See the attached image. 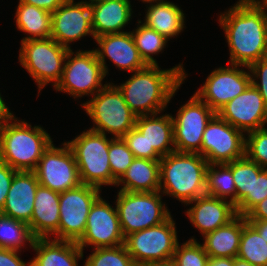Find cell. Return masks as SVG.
<instances>
[{"label":"cell","instance_id":"6da1fadb","mask_svg":"<svg viewBox=\"0 0 267 266\" xmlns=\"http://www.w3.org/2000/svg\"><path fill=\"white\" fill-rule=\"evenodd\" d=\"M267 10L259 0H239L219 16L225 31L229 63L249 67L267 57Z\"/></svg>","mask_w":267,"mask_h":266},{"label":"cell","instance_id":"7a4b0ae2","mask_svg":"<svg viewBox=\"0 0 267 266\" xmlns=\"http://www.w3.org/2000/svg\"><path fill=\"white\" fill-rule=\"evenodd\" d=\"M184 71L182 64L166 70L147 65L134 71L130 79L117 87L137 117L160 114L187 77Z\"/></svg>","mask_w":267,"mask_h":266},{"label":"cell","instance_id":"3957f363","mask_svg":"<svg viewBox=\"0 0 267 266\" xmlns=\"http://www.w3.org/2000/svg\"><path fill=\"white\" fill-rule=\"evenodd\" d=\"M52 142L41 126L32 127L13 114L0 122V159L17 171H34Z\"/></svg>","mask_w":267,"mask_h":266},{"label":"cell","instance_id":"277c9868","mask_svg":"<svg viewBox=\"0 0 267 266\" xmlns=\"http://www.w3.org/2000/svg\"><path fill=\"white\" fill-rule=\"evenodd\" d=\"M208 165L198 153L173 151L163 156L160 159L159 191L184 204L205 195Z\"/></svg>","mask_w":267,"mask_h":266},{"label":"cell","instance_id":"5b68a950","mask_svg":"<svg viewBox=\"0 0 267 266\" xmlns=\"http://www.w3.org/2000/svg\"><path fill=\"white\" fill-rule=\"evenodd\" d=\"M87 115L93 120L90 130L112 134L114 138H122L135 127L137 116L126 104L121 91L113 83L99 90L93 98L82 104Z\"/></svg>","mask_w":267,"mask_h":266},{"label":"cell","instance_id":"8992f818","mask_svg":"<svg viewBox=\"0 0 267 266\" xmlns=\"http://www.w3.org/2000/svg\"><path fill=\"white\" fill-rule=\"evenodd\" d=\"M107 135L87 130L66 142L71 148L79 169L82 184L101 189L102 185H112Z\"/></svg>","mask_w":267,"mask_h":266},{"label":"cell","instance_id":"52a82bcc","mask_svg":"<svg viewBox=\"0 0 267 266\" xmlns=\"http://www.w3.org/2000/svg\"><path fill=\"white\" fill-rule=\"evenodd\" d=\"M160 193L118 191L115 207L124 237L157 226L171 216Z\"/></svg>","mask_w":267,"mask_h":266},{"label":"cell","instance_id":"ba28073f","mask_svg":"<svg viewBox=\"0 0 267 266\" xmlns=\"http://www.w3.org/2000/svg\"><path fill=\"white\" fill-rule=\"evenodd\" d=\"M68 51L51 37L21 41L19 62L37 83L38 93L48 83L55 88L60 82Z\"/></svg>","mask_w":267,"mask_h":266},{"label":"cell","instance_id":"9c48e42d","mask_svg":"<svg viewBox=\"0 0 267 266\" xmlns=\"http://www.w3.org/2000/svg\"><path fill=\"white\" fill-rule=\"evenodd\" d=\"M175 224L170 216L157 226L133 232L125 237L124 245L136 266L173 259L179 243Z\"/></svg>","mask_w":267,"mask_h":266},{"label":"cell","instance_id":"30bf717a","mask_svg":"<svg viewBox=\"0 0 267 266\" xmlns=\"http://www.w3.org/2000/svg\"><path fill=\"white\" fill-rule=\"evenodd\" d=\"M69 49L63 67L60 82L56 91L68 93L74 98L84 95H95L106 84L102 85L105 73L93 50H79L75 54ZM74 54V56H72Z\"/></svg>","mask_w":267,"mask_h":266},{"label":"cell","instance_id":"8fae6325","mask_svg":"<svg viewBox=\"0 0 267 266\" xmlns=\"http://www.w3.org/2000/svg\"><path fill=\"white\" fill-rule=\"evenodd\" d=\"M55 147L53 142L43 152L34 170L41 186L62 193L82 184L74 154L65 142Z\"/></svg>","mask_w":267,"mask_h":266},{"label":"cell","instance_id":"7c38bea8","mask_svg":"<svg viewBox=\"0 0 267 266\" xmlns=\"http://www.w3.org/2000/svg\"><path fill=\"white\" fill-rule=\"evenodd\" d=\"M208 164H223L245 156V134L217 114L209 121L198 152Z\"/></svg>","mask_w":267,"mask_h":266},{"label":"cell","instance_id":"4fadbf2b","mask_svg":"<svg viewBox=\"0 0 267 266\" xmlns=\"http://www.w3.org/2000/svg\"><path fill=\"white\" fill-rule=\"evenodd\" d=\"M97 187L81 184L60 193L59 240L77 242L84 234L92 204L101 195Z\"/></svg>","mask_w":267,"mask_h":266},{"label":"cell","instance_id":"5bb4252c","mask_svg":"<svg viewBox=\"0 0 267 266\" xmlns=\"http://www.w3.org/2000/svg\"><path fill=\"white\" fill-rule=\"evenodd\" d=\"M216 115L196 94L173 117L175 151L198 153L202 136L209 121Z\"/></svg>","mask_w":267,"mask_h":266},{"label":"cell","instance_id":"9a60e30c","mask_svg":"<svg viewBox=\"0 0 267 266\" xmlns=\"http://www.w3.org/2000/svg\"><path fill=\"white\" fill-rule=\"evenodd\" d=\"M124 241L117 209L99 196L90 208L85 232L76 243L84 250L91 245L93 248L115 247Z\"/></svg>","mask_w":267,"mask_h":266},{"label":"cell","instance_id":"2e32d148","mask_svg":"<svg viewBox=\"0 0 267 266\" xmlns=\"http://www.w3.org/2000/svg\"><path fill=\"white\" fill-rule=\"evenodd\" d=\"M52 14L51 38L71 49L70 43L92 35L94 6L87 2L66 0Z\"/></svg>","mask_w":267,"mask_h":266},{"label":"cell","instance_id":"e0dca14e","mask_svg":"<svg viewBox=\"0 0 267 266\" xmlns=\"http://www.w3.org/2000/svg\"><path fill=\"white\" fill-rule=\"evenodd\" d=\"M239 67L242 65L231 64V67H219L213 70L195 94L217 112L252 83L250 72Z\"/></svg>","mask_w":267,"mask_h":266},{"label":"cell","instance_id":"ac0fdd59","mask_svg":"<svg viewBox=\"0 0 267 266\" xmlns=\"http://www.w3.org/2000/svg\"><path fill=\"white\" fill-rule=\"evenodd\" d=\"M216 114L244 134L265 128L267 124V106L252 83Z\"/></svg>","mask_w":267,"mask_h":266},{"label":"cell","instance_id":"d6986e66","mask_svg":"<svg viewBox=\"0 0 267 266\" xmlns=\"http://www.w3.org/2000/svg\"><path fill=\"white\" fill-rule=\"evenodd\" d=\"M95 41L98 43L99 48L94 51L102 64L105 75L108 74V67L105 62L106 57L119 69L132 71L131 73L147 66L139 55L131 31L102 35L95 38Z\"/></svg>","mask_w":267,"mask_h":266},{"label":"cell","instance_id":"ffe728a7","mask_svg":"<svg viewBox=\"0 0 267 266\" xmlns=\"http://www.w3.org/2000/svg\"><path fill=\"white\" fill-rule=\"evenodd\" d=\"M195 203L186 213L194 227L205 234L226 225L236 215L235 206L229 200L203 195L188 204Z\"/></svg>","mask_w":267,"mask_h":266},{"label":"cell","instance_id":"44dd1931","mask_svg":"<svg viewBox=\"0 0 267 266\" xmlns=\"http://www.w3.org/2000/svg\"><path fill=\"white\" fill-rule=\"evenodd\" d=\"M39 185L34 171H17L0 213L28 224L33 214L35 194Z\"/></svg>","mask_w":267,"mask_h":266},{"label":"cell","instance_id":"7402d4cb","mask_svg":"<svg viewBox=\"0 0 267 266\" xmlns=\"http://www.w3.org/2000/svg\"><path fill=\"white\" fill-rule=\"evenodd\" d=\"M59 197L60 193L39 185L34 200L31 221L28 223L35 239H49L56 235L59 240Z\"/></svg>","mask_w":267,"mask_h":266},{"label":"cell","instance_id":"603a6c76","mask_svg":"<svg viewBox=\"0 0 267 266\" xmlns=\"http://www.w3.org/2000/svg\"><path fill=\"white\" fill-rule=\"evenodd\" d=\"M51 240H34L32 249L37 255L30 261L31 266H78L77 262L84 255L76 242Z\"/></svg>","mask_w":267,"mask_h":266},{"label":"cell","instance_id":"cb8c5ba5","mask_svg":"<svg viewBox=\"0 0 267 266\" xmlns=\"http://www.w3.org/2000/svg\"><path fill=\"white\" fill-rule=\"evenodd\" d=\"M93 6L94 39L106 34L124 32L122 28L132 19L130 0H105L96 2Z\"/></svg>","mask_w":267,"mask_h":266},{"label":"cell","instance_id":"d4e9b609","mask_svg":"<svg viewBox=\"0 0 267 266\" xmlns=\"http://www.w3.org/2000/svg\"><path fill=\"white\" fill-rule=\"evenodd\" d=\"M138 116L135 127L145 136L148 151H157L162 157L175 151L173 118L170 114Z\"/></svg>","mask_w":267,"mask_h":266},{"label":"cell","instance_id":"484cf974","mask_svg":"<svg viewBox=\"0 0 267 266\" xmlns=\"http://www.w3.org/2000/svg\"><path fill=\"white\" fill-rule=\"evenodd\" d=\"M245 216L236 215L226 225L205 234L203 247L208 257L236 258L239 251Z\"/></svg>","mask_w":267,"mask_h":266},{"label":"cell","instance_id":"4316f807","mask_svg":"<svg viewBox=\"0 0 267 266\" xmlns=\"http://www.w3.org/2000/svg\"><path fill=\"white\" fill-rule=\"evenodd\" d=\"M121 191L155 192L160 189V160L135 158L128 170L116 182Z\"/></svg>","mask_w":267,"mask_h":266},{"label":"cell","instance_id":"83f0119b","mask_svg":"<svg viewBox=\"0 0 267 266\" xmlns=\"http://www.w3.org/2000/svg\"><path fill=\"white\" fill-rule=\"evenodd\" d=\"M147 8L143 23L147 27L154 29L168 40L177 37L183 31L185 14L178 5L165 1L150 4Z\"/></svg>","mask_w":267,"mask_h":266},{"label":"cell","instance_id":"f1b7e54d","mask_svg":"<svg viewBox=\"0 0 267 266\" xmlns=\"http://www.w3.org/2000/svg\"><path fill=\"white\" fill-rule=\"evenodd\" d=\"M16 10L17 28L19 31L30 34L21 41L51 37L52 14L50 12L20 1Z\"/></svg>","mask_w":267,"mask_h":266},{"label":"cell","instance_id":"f546056e","mask_svg":"<svg viewBox=\"0 0 267 266\" xmlns=\"http://www.w3.org/2000/svg\"><path fill=\"white\" fill-rule=\"evenodd\" d=\"M206 194L226 200L230 198V201L236 207V186L232 176L231 162L208 165L206 172Z\"/></svg>","mask_w":267,"mask_h":266},{"label":"cell","instance_id":"4dcf8cb0","mask_svg":"<svg viewBox=\"0 0 267 266\" xmlns=\"http://www.w3.org/2000/svg\"><path fill=\"white\" fill-rule=\"evenodd\" d=\"M237 258L254 266H267V242L249 222L243 226Z\"/></svg>","mask_w":267,"mask_h":266},{"label":"cell","instance_id":"1f68e13d","mask_svg":"<svg viewBox=\"0 0 267 266\" xmlns=\"http://www.w3.org/2000/svg\"><path fill=\"white\" fill-rule=\"evenodd\" d=\"M34 240L27 223L0 213V248L21 251L24 242L32 247Z\"/></svg>","mask_w":267,"mask_h":266},{"label":"cell","instance_id":"d6a6232c","mask_svg":"<svg viewBox=\"0 0 267 266\" xmlns=\"http://www.w3.org/2000/svg\"><path fill=\"white\" fill-rule=\"evenodd\" d=\"M141 22V20H138L139 25L131 31L139 55L147 65H158L156 59L152 56L160 53L169 40Z\"/></svg>","mask_w":267,"mask_h":266},{"label":"cell","instance_id":"836d02e7","mask_svg":"<svg viewBox=\"0 0 267 266\" xmlns=\"http://www.w3.org/2000/svg\"><path fill=\"white\" fill-rule=\"evenodd\" d=\"M263 168L246 156L231 162V171L236 186V206L247 196L252 195L255 175Z\"/></svg>","mask_w":267,"mask_h":266},{"label":"cell","instance_id":"e575fe53","mask_svg":"<svg viewBox=\"0 0 267 266\" xmlns=\"http://www.w3.org/2000/svg\"><path fill=\"white\" fill-rule=\"evenodd\" d=\"M94 250L86 258L84 266H136L124 244Z\"/></svg>","mask_w":267,"mask_h":266},{"label":"cell","instance_id":"d590c367","mask_svg":"<svg viewBox=\"0 0 267 266\" xmlns=\"http://www.w3.org/2000/svg\"><path fill=\"white\" fill-rule=\"evenodd\" d=\"M108 155L112 173V185L116 186V182L128 170L135 156L123 138H113L110 141Z\"/></svg>","mask_w":267,"mask_h":266},{"label":"cell","instance_id":"8d00e7d4","mask_svg":"<svg viewBox=\"0 0 267 266\" xmlns=\"http://www.w3.org/2000/svg\"><path fill=\"white\" fill-rule=\"evenodd\" d=\"M173 260L177 266H207L208 255L201 243L190 238L182 245L177 244Z\"/></svg>","mask_w":267,"mask_h":266},{"label":"cell","instance_id":"74e56055","mask_svg":"<svg viewBox=\"0 0 267 266\" xmlns=\"http://www.w3.org/2000/svg\"><path fill=\"white\" fill-rule=\"evenodd\" d=\"M247 135L245 156L260 167L267 169V128L251 131Z\"/></svg>","mask_w":267,"mask_h":266},{"label":"cell","instance_id":"f35d334b","mask_svg":"<svg viewBox=\"0 0 267 266\" xmlns=\"http://www.w3.org/2000/svg\"><path fill=\"white\" fill-rule=\"evenodd\" d=\"M267 197V169L263 168L255 175L252 195H247L236 207L238 215L245 216L255 205Z\"/></svg>","mask_w":267,"mask_h":266},{"label":"cell","instance_id":"ab89813d","mask_svg":"<svg viewBox=\"0 0 267 266\" xmlns=\"http://www.w3.org/2000/svg\"><path fill=\"white\" fill-rule=\"evenodd\" d=\"M135 158L160 160L162 156L157 151H148L145 136L136 128L129 130L123 137Z\"/></svg>","mask_w":267,"mask_h":266},{"label":"cell","instance_id":"60d3db41","mask_svg":"<svg viewBox=\"0 0 267 266\" xmlns=\"http://www.w3.org/2000/svg\"><path fill=\"white\" fill-rule=\"evenodd\" d=\"M247 69L253 74H251L252 84L259 91L267 106V57L252 63ZM257 79H261V82L255 81Z\"/></svg>","mask_w":267,"mask_h":266},{"label":"cell","instance_id":"b9f144b4","mask_svg":"<svg viewBox=\"0 0 267 266\" xmlns=\"http://www.w3.org/2000/svg\"><path fill=\"white\" fill-rule=\"evenodd\" d=\"M17 170L0 159V212L2 211L14 174Z\"/></svg>","mask_w":267,"mask_h":266},{"label":"cell","instance_id":"7bdbcfd3","mask_svg":"<svg viewBox=\"0 0 267 266\" xmlns=\"http://www.w3.org/2000/svg\"><path fill=\"white\" fill-rule=\"evenodd\" d=\"M0 266H31L19 257V251L0 248Z\"/></svg>","mask_w":267,"mask_h":266},{"label":"cell","instance_id":"ee69618b","mask_svg":"<svg viewBox=\"0 0 267 266\" xmlns=\"http://www.w3.org/2000/svg\"><path fill=\"white\" fill-rule=\"evenodd\" d=\"M22 3L36 6L44 9L47 12H54L59 6H61L66 0H19Z\"/></svg>","mask_w":267,"mask_h":266},{"label":"cell","instance_id":"f6af8a7d","mask_svg":"<svg viewBox=\"0 0 267 266\" xmlns=\"http://www.w3.org/2000/svg\"><path fill=\"white\" fill-rule=\"evenodd\" d=\"M245 218L246 220H267V197L255 205Z\"/></svg>","mask_w":267,"mask_h":266},{"label":"cell","instance_id":"bcb514c9","mask_svg":"<svg viewBox=\"0 0 267 266\" xmlns=\"http://www.w3.org/2000/svg\"><path fill=\"white\" fill-rule=\"evenodd\" d=\"M207 266H234V258L208 257Z\"/></svg>","mask_w":267,"mask_h":266},{"label":"cell","instance_id":"7dc6e473","mask_svg":"<svg viewBox=\"0 0 267 266\" xmlns=\"http://www.w3.org/2000/svg\"><path fill=\"white\" fill-rule=\"evenodd\" d=\"M267 242V220H247Z\"/></svg>","mask_w":267,"mask_h":266},{"label":"cell","instance_id":"c3c4849f","mask_svg":"<svg viewBox=\"0 0 267 266\" xmlns=\"http://www.w3.org/2000/svg\"><path fill=\"white\" fill-rule=\"evenodd\" d=\"M13 113L10 112L8 106H6L4 99L2 98L0 94V122L9 116H11Z\"/></svg>","mask_w":267,"mask_h":266},{"label":"cell","instance_id":"681fc988","mask_svg":"<svg viewBox=\"0 0 267 266\" xmlns=\"http://www.w3.org/2000/svg\"><path fill=\"white\" fill-rule=\"evenodd\" d=\"M140 266H177L173 259L167 261L149 262Z\"/></svg>","mask_w":267,"mask_h":266},{"label":"cell","instance_id":"f907efd6","mask_svg":"<svg viewBox=\"0 0 267 266\" xmlns=\"http://www.w3.org/2000/svg\"><path fill=\"white\" fill-rule=\"evenodd\" d=\"M234 266H254V265L236 257L234 258Z\"/></svg>","mask_w":267,"mask_h":266},{"label":"cell","instance_id":"816d5d0a","mask_svg":"<svg viewBox=\"0 0 267 266\" xmlns=\"http://www.w3.org/2000/svg\"><path fill=\"white\" fill-rule=\"evenodd\" d=\"M143 2H146V3H151V4H155V3H162V2H165L164 0H142ZM158 1V2H157Z\"/></svg>","mask_w":267,"mask_h":266},{"label":"cell","instance_id":"f5cc1de1","mask_svg":"<svg viewBox=\"0 0 267 266\" xmlns=\"http://www.w3.org/2000/svg\"><path fill=\"white\" fill-rule=\"evenodd\" d=\"M100 1H105V0H89V2L88 1H83V2L94 4V3L100 2Z\"/></svg>","mask_w":267,"mask_h":266},{"label":"cell","instance_id":"db71d44e","mask_svg":"<svg viewBox=\"0 0 267 266\" xmlns=\"http://www.w3.org/2000/svg\"><path fill=\"white\" fill-rule=\"evenodd\" d=\"M264 6H265V8H266V10H267V0H262V1H260Z\"/></svg>","mask_w":267,"mask_h":266}]
</instances>
